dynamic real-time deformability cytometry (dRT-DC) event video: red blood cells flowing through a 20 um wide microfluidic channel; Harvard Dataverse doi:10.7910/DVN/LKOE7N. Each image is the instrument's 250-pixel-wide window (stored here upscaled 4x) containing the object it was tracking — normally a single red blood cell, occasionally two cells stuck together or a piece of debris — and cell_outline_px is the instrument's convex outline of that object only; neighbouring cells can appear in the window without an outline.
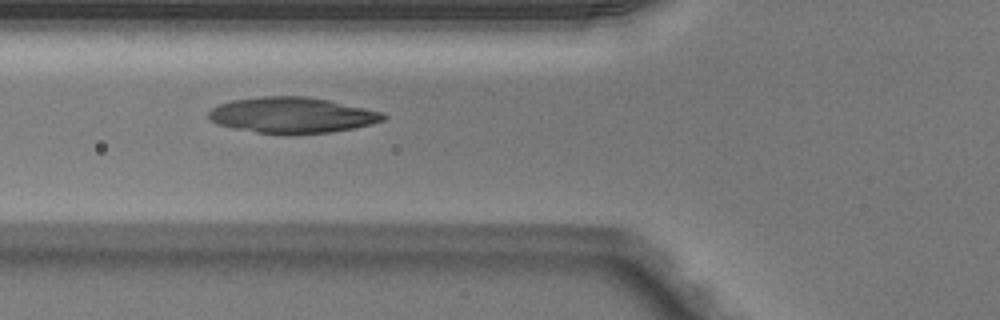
{"species": "Egyptian fruit bat (a non-hibernating species)", "species_latin": "Rousettus aegyptiacus", "temperature_condition": "warm", "stored_images_in_passage": 34, "camera_frame_rate_fps": 3000, "um_per_image_px": 0.085, "animal": {"sex": "male"}, "frame": {"image": 1, "passage_image": 3, "time_ms": 0.667, "image_size_px": [1000, 320], "cell_outline_px": [[388, 116], [384, 120], [372, 124], [332, 132], [256, 132], [216, 124], [208, 116], [208, 112], [212, 108], [220, 104], [232, 100], [260, 96], [308, 96], [328, 100], [384, 112]], "centroid_in_image_um": [24.85, 9.75], "position_along_channel_um": 101.0, "area_um2": 35.78}}
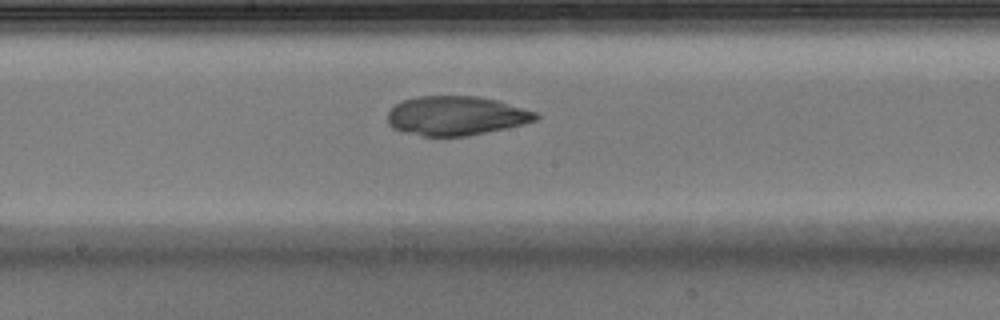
{"frame": {"image": 2, "passage_image": 11, "time_ms": 3.333, "image_size_px": [1000, 320], "cell_outline_px": [[540, 116], [536, 120], [524, 124], [464, 136], [424, 136], [400, 132], [392, 128], [388, 124], [388, 112], [396, 104], [404, 100], [416, 96], [476, 96], [496, 100], [536, 112]], "centroid_in_image_um": [38.72, 9.84], "position_along_channel_um": 209.5, "area_um2": 33.7}}
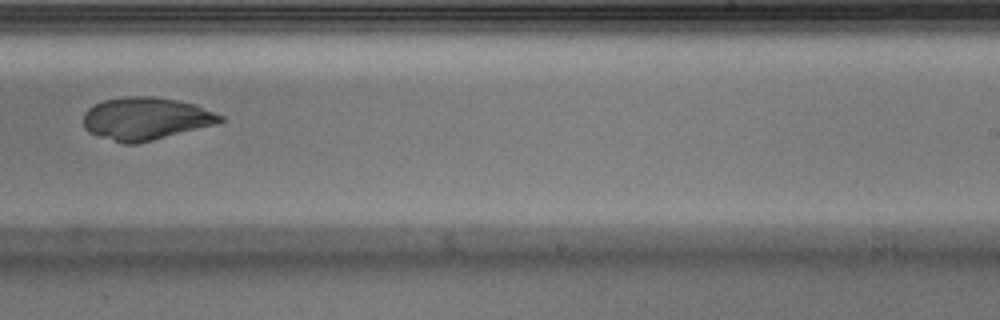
{"frame": {"image": 3, "passage_image": 16, "time_ms": 5.0, "image_size_px": [1000, 320], "cell_outline_px": [[224, 120], [216, 124], [136, 144], [124, 144], [88, 132], [84, 128], [84, 112], [88, 108], [104, 100], [124, 96], [156, 96], [180, 100], [196, 104], [224, 116]], "centroid_in_image_um": [12.4, 10.07], "position_along_channel_um": 276.6, "area_um2": 34.04}}